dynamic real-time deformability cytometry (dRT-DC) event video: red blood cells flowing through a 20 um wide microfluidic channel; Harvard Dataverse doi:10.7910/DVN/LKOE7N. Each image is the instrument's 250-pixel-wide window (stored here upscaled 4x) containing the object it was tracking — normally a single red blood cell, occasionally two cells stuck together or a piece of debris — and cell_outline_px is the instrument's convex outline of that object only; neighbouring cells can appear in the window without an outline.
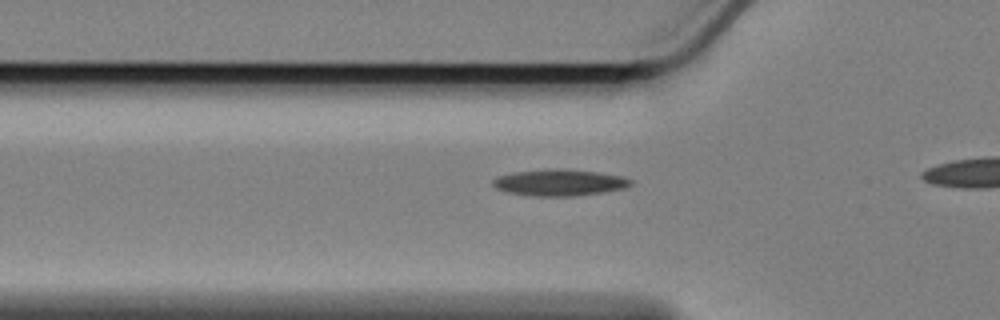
{"species": "Egyptian fruit bat (a non-hibernating species)", "species_latin": "Rousettus aegyptiacus", "temperature_condition": "cold", "stored_images_in_passage": 24, "camera_frame_rate_fps": 3000, "um_per_image_px": 0.085, "animal": {"sex": "female"}, "frame": {"image": 1, "passage_image": 14, "time_ms": 4.333, "image_size_px": [1000, 320], "cell_outline_px": [[632, 184], [624, 188], [600, 192], [572, 196], [532, 196], [508, 192], [496, 188], [492, 184], [492, 180], [500, 176], [512, 172], [544, 168], [560, 168], [596, 172], [620, 176], [632, 180]], "centroid_in_image_um": [47.5, 15.5], "position_along_channel_um": 78.3, "area_um2": 21.15}}
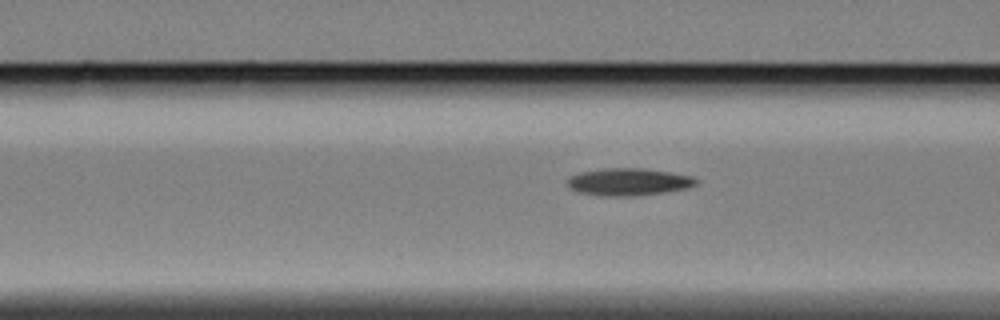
{"frame": {"image": 2, "passage_image": 17, "time_ms": 5.333, "image_size_px": [1000, 320], "cell_outline_px": [[700, 180], [696, 184], [688, 188], [632, 196], [604, 196], [580, 192], [572, 188], [568, 184], [568, 180], [572, 176], [580, 172], [604, 168], [644, 168], [672, 172], [692, 176]], "centroid_in_image_um": [53.48, 15.44], "position_along_channel_um": 113.1, "area_um2": 20.29}}
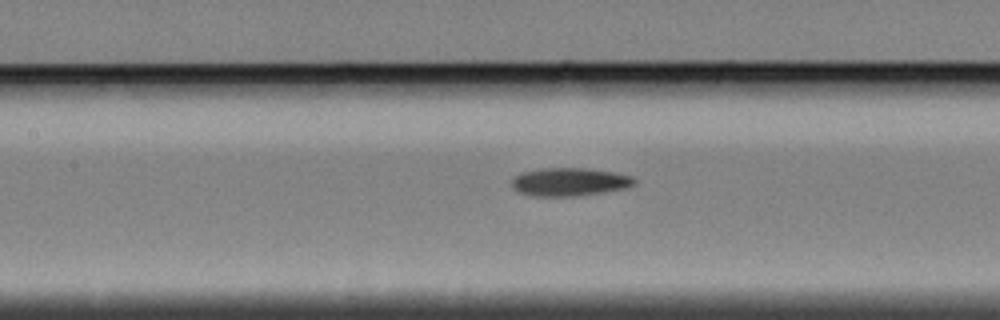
{"frame": {"image": 3, "passage_image": 21, "time_ms": 6.667, "image_size_px": [1000, 320], "cell_outline_px": [[636, 184], [624, 188], [600, 192], [572, 196], [532, 196], [516, 192], [512, 188], [512, 180], [520, 172], [540, 168], [584, 168], [612, 172], [632, 176], [636, 180]], "centroid_in_image_um": [48.35, 15.45], "position_along_channel_um": 159.1, "area_um2": 20.06}}